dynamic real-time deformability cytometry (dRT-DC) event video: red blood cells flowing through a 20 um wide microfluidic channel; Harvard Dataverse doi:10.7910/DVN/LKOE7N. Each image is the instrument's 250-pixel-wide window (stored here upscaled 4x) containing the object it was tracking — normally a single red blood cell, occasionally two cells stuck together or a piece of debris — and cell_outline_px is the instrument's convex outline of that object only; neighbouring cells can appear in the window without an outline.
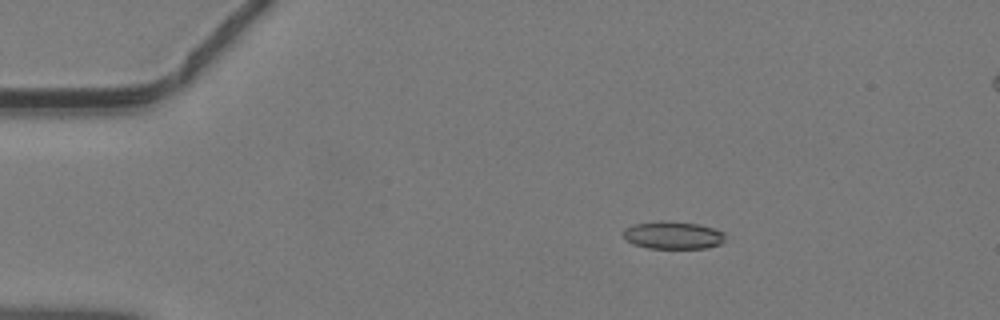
{"species": "common noctule bat (a hibernating species)", "species_latin": "Nyctalus noctula", "temperature_condition": "warm", "stored_images_in_passage": 14, "camera_frame_rate_fps": 3000, "um_per_image_px": 0.085, "animal": {"sex": "male", "body_mass_g": 19.2, "forearm_length_mm": 51.8}, "frame": {"image": 1, "passage_image": 8, "time_ms": 2.333, "image_size_px": [1000, 320], "cell_outline_px": [[724, 240], [720, 244], [708, 248], [648, 248], [632, 244], [620, 232], [624, 228], [632, 224], [660, 220], [668, 220], [700, 224], [724, 232]], "centroid_in_image_um": [57.16, 19.97], "position_along_channel_um": 27.8, "area_um2": 16.7}}